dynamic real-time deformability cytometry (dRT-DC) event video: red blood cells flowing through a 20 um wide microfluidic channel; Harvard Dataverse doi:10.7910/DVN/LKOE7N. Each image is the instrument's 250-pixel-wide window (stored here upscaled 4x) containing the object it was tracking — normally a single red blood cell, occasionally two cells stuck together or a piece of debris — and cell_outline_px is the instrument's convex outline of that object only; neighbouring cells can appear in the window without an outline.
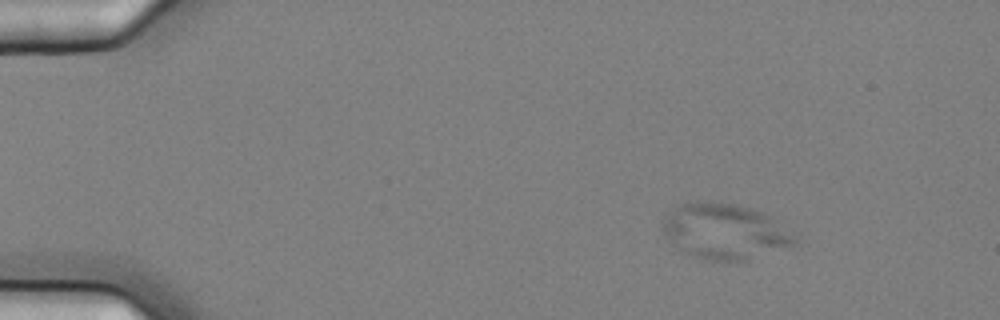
{"species": "common noctule bat (a hibernating species)", "species_latin": "Nyctalus noctula", "temperature_condition": "cold", "stored_images_in_passage": 6, "camera_frame_rate_fps": 3000, "um_per_image_px": 0.085, "animal": {"sex": "female", "body_mass_g": 25.1}, "frame": {"image": 1, "passage_image": 4, "time_ms": 1.0, "image_size_px": [1000, 320], "cell_outline_px": [[796, 240], [792, 244], [748, 260], [708, 260], [692, 256], [680, 252], [668, 240], [664, 232], [664, 216], [676, 204], [692, 200], [712, 200], [736, 204], [752, 208], [768, 216], [792, 236]], "centroid_in_image_um": [61.45, 19.63], "position_along_channel_um": 23.6, "area_um2": 42.37}}